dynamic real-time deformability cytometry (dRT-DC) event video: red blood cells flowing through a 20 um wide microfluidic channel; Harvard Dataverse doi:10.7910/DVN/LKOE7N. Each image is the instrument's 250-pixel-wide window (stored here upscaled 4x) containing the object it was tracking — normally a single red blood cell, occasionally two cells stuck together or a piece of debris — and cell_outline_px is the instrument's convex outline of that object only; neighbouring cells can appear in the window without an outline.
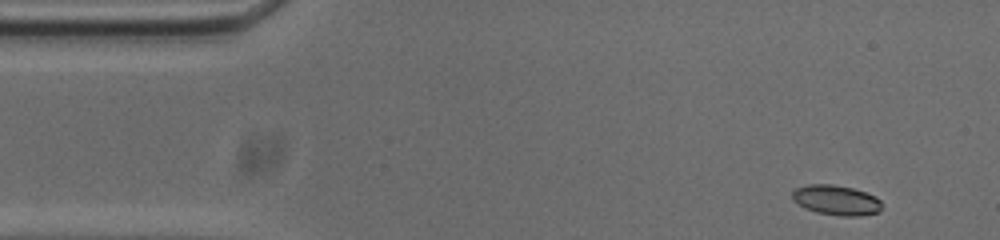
{"species": "common noctule bat (a hibernating species)", "species_latin": "Nyctalus noctula", "temperature_condition": "cold", "stored_images_in_passage": 33, "camera_frame_rate_fps": 3000, "um_per_image_px": 0.085, "animal": {"sex": "male", "body_mass_g": 20.0, "forearm_length_mm": 53.3}, "frame": {"image": 1, "passage_image": 1, "time_ms": 0.0, "image_size_px": [1000, 240], "cell_outline_px": [[880, 212], [860, 216], [840, 216], [816, 212], [804, 208], [792, 200], [792, 192], [796, 188], [808, 184], [832, 184], [852, 188], [876, 196], [880, 200]], "centroid_in_image_um": [71.06, 17.01], "position_along_channel_um": 13.9, "area_um2": 15.72}}
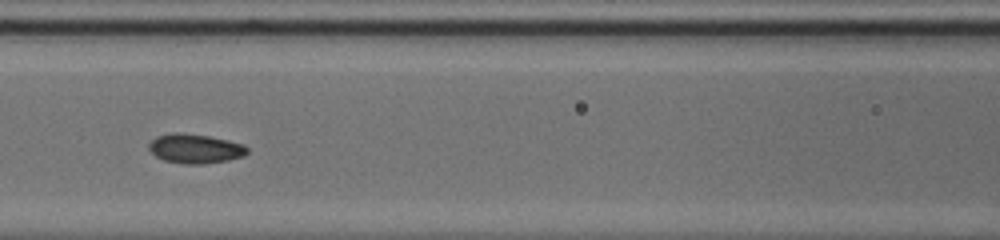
{"frame": {"image": 2, "passage_image": 19, "time_ms": 6.0, "image_size_px": [1000, 240], "cell_outline_px": [[248, 152], [244, 156], [228, 160], [204, 164], [180, 164], [164, 160], [156, 156], [148, 148], [148, 144], [156, 136], [172, 132], [184, 132], [208, 136], [228, 140], [244, 144], [248, 148]], "centroid_in_image_um": [16.58, 12.63], "position_along_channel_um": 150.0, "area_um2": 17.05}}
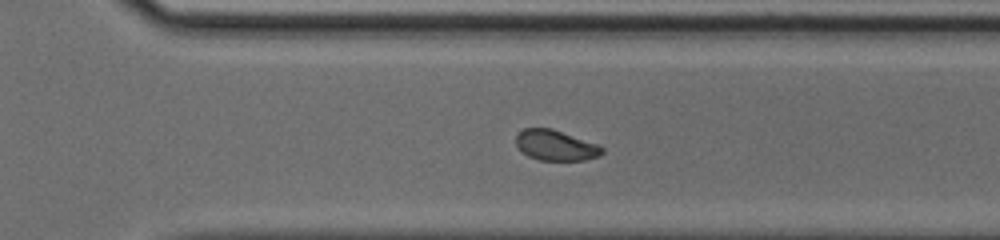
{"frame": {"image": 3, "passage_image": 33, "time_ms": 10.667, "image_size_px": [1000, 240], "cell_outline_px": [[604, 152], [600, 156], [584, 160], [540, 160], [528, 156], [516, 144], [516, 136], [524, 128], [552, 128], [600, 144], [604, 148]], "centroid_in_image_um": [47.29, 12.35], "position_along_channel_um": 323.3, "area_um2": 15.37}}